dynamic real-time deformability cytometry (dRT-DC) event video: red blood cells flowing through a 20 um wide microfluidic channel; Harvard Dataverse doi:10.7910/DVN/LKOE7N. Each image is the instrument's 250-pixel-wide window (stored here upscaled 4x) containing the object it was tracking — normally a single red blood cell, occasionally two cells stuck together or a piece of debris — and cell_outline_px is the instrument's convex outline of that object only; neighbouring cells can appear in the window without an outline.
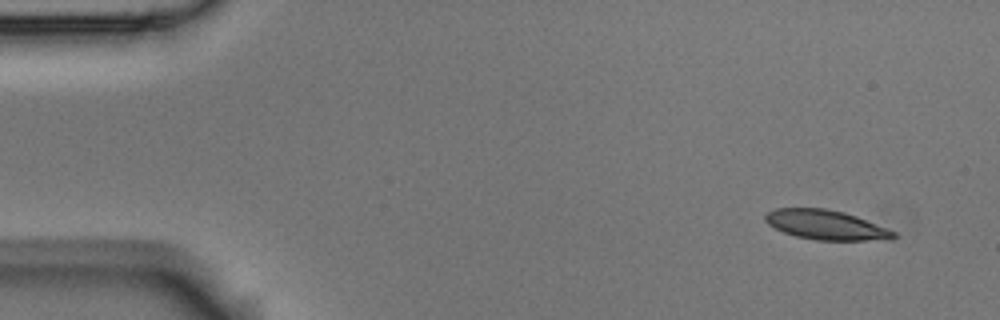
{"species": "Egyptian fruit bat (a non-hibernating species)", "species_latin": "Rousettus aegyptiacus", "temperature_condition": "room temperature", "stored_images_in_passage": 7, "camera_frame_rate_fps": 3000, "um_per_image_px": 0.085, "animal": {"sex": "male"}, "frame": {"image": 1, "passage_image": 1, "time_ms": 0.0, "image_size_px": [1000, 320], "cell_outline_px": [[900, 236], [892, 240], [816, 240], [796, 236], [784, 232], [768, 224], [764, 220], [764, 216], [768, 212], [776, 208], [824, 208], [844, 212], [856, 216], [896, 232]], "centroid_in_image_um": [70.24, 19.12], "position_along_channel_um": 14.8, "area_um2": 22.14}}
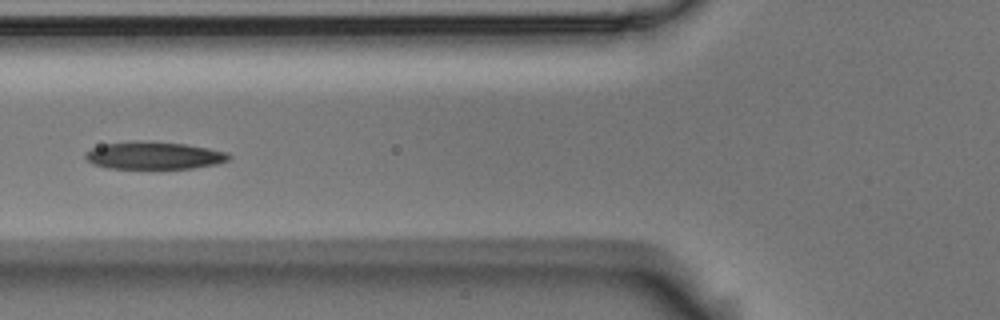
{"frame": {"image": 2, "passage_image": 6, "time_ms": 1.667, "image_size_px": [1000, 320], "cell_outline_px": [[232, 156], [228, 160], [220, 164], [192, 168], [108, 168], [92, 164], [84, 156], [84, 152], [92, 148], [104, 144], [184, 144], [208, 148], [228, 152]], "centroid_in_image_um": [13.15, 13.27], "position_along_channel_um": 112.6, "area_um2": 21.91}}
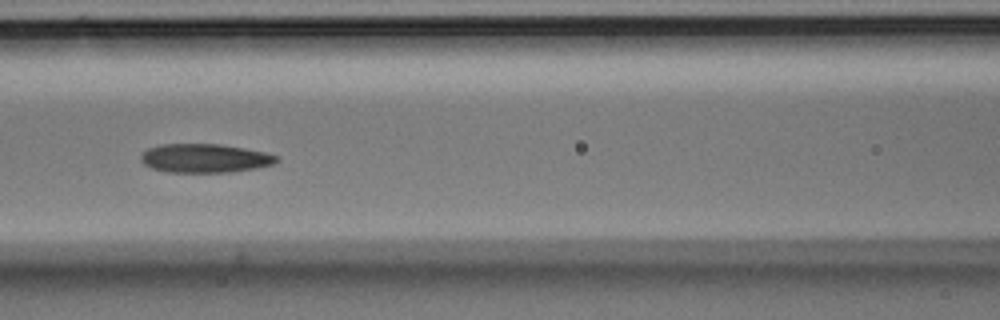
{"frame": {"image": 3, "passage_image": 7, "time_ms": 2.0, "image_size_px": [1000, 320], "cell_outline_px": [[280, 160], [272, 164], [256, 168], [232, 172], [168, 172], [152, 168], [144, 164], [140, 160], [140, 156], [148, 148], [160, 144], [220, 144], [244, 148], [264, 152], [280, 156]], "centroid_in_image_um": [17.42, 13.45], "position_along_channel_um": 149.2, "area_um2": 22.83}}